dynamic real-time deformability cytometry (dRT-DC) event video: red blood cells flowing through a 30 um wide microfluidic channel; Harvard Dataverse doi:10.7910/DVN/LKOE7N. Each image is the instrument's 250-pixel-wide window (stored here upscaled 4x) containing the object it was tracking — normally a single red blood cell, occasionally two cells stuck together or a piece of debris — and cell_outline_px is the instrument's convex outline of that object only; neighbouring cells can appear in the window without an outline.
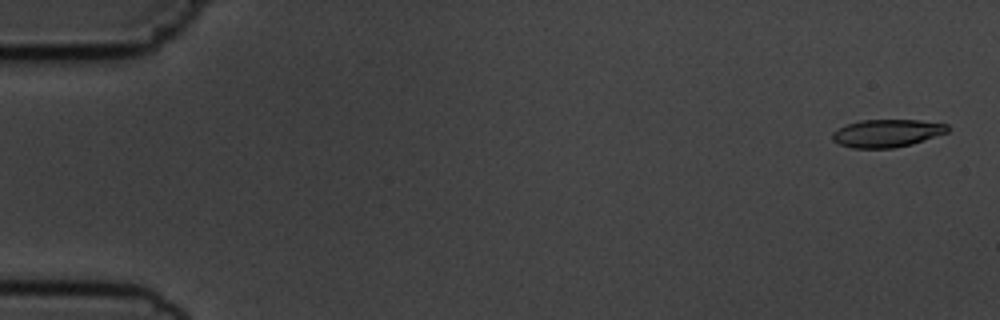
{"species": "common noctule bat (a hibernating species)", "species_latin": "Nyctalus noctula", "temperature_condition": "cold", "stored_images_in_passage": 5, "camera_frame_rate_fps": 3000, "um_per_image_px": 0.085, "animal": {"sex": "male", "body_mass_g": 19.5, "forearm_length_mm": 54.6}, "frame": {"image": 1, "passage_image": 1, "time_ms": 0.0, "image_size_px": [1000, 320], "cell_outline_px": [[948, 132], [912, 144], [892, 148], [852, 148], [840, 144], [832, 140], [832, 132], [848, 124], [860, 120], [920, 120], [948, 124]], "centroid_in_image_um": [75.39, 11.32], "position_along_channel_um": 9.6, "area_um2": 18.55}}
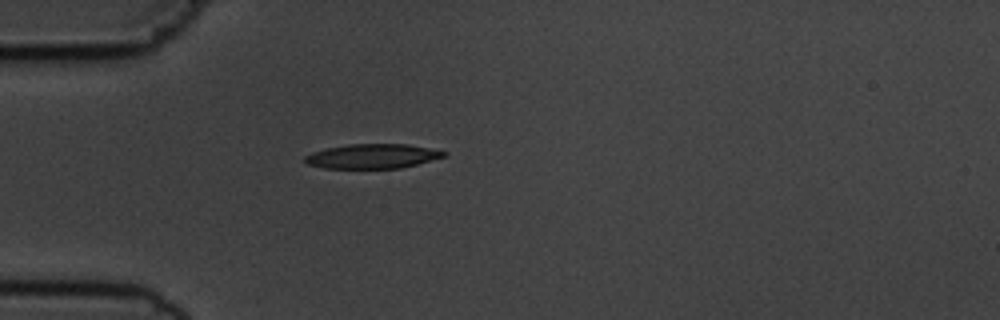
{"frame": {"image": 2, "passage_image": 5, "time_ms": 4.667, "image_size_px": [1000, 320], "cell_outline_px": [[448, 152], [444, 156], [416, 164], [400, 168], [324, 168], [308, 164], [304, 160], [304, 156], [312, 152], [328, 148], [348, 144], [408, 144]], "centroid_in_image_um": [31.62, 13.27], "position_along_channel_um": 53.4, "area_um2": 19.59}}